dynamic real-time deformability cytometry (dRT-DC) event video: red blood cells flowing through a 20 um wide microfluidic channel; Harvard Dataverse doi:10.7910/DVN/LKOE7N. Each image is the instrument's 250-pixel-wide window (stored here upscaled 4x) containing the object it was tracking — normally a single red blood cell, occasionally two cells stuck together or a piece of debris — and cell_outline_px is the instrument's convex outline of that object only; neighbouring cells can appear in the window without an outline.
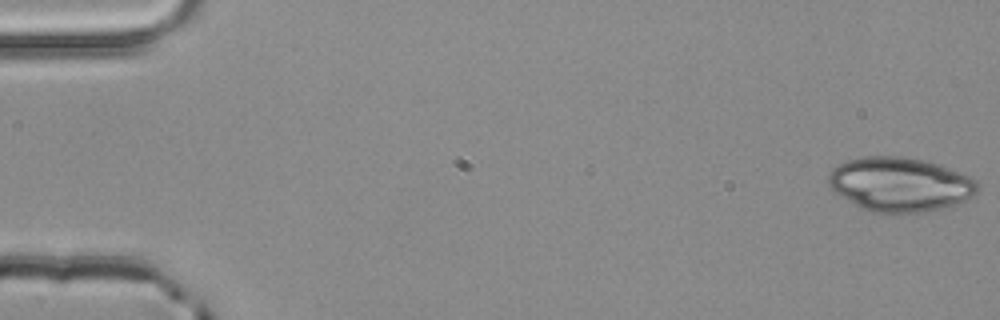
{"species": "common noctule bat (a hibernating species)", "species_latin": "Nyctalus noctula", "temperature_condition": "room temperature", "stored_images_in_passage": 4, "camera_frame_rate_fps": 3000, "um_per_image_px": 0.085, "animal": {"sex": "male", "body_mass_g": 20.4}, "frame": {"image": 1, "passage_image": 1, "time_ms": 0.0, "image_size_px": [1000, 320], "cell_outline_px": [[980, 192], [976, 196], [956, 204], [944, 208], [924, 212], [868, 212], [860, 208], [840, 196], [828, 184], [828, 172], [832, 168], [848, 160], [860, 156], [904, 156], [924, 160], [940, 164], [968, 176], [976, 180], [980, 188]], "centroid_in_image_um": [76.52, 15.67], "position_along_channel_um": 8.5, "area_um2": 47.57}}